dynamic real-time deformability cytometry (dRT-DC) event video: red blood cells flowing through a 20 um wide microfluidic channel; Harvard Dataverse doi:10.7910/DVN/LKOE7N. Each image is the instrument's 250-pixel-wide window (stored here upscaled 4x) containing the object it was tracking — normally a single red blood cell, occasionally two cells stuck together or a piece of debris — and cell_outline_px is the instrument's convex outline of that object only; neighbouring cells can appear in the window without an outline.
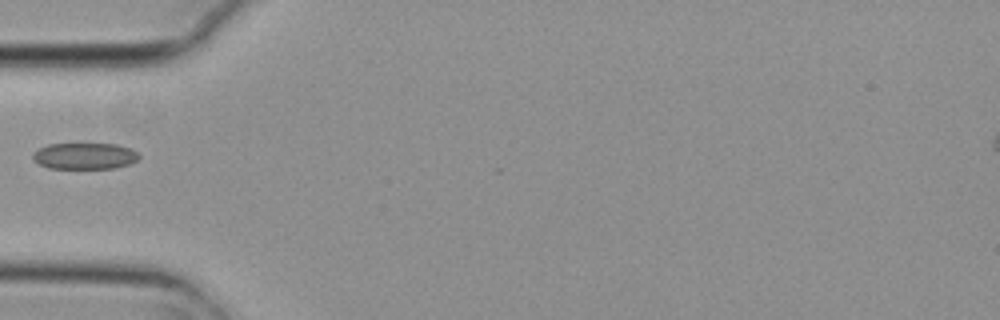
{"species": "common noctule bat (a hibernating species)", "species_latin": "Nyctalus noctula", "temperature_condition": "cold", "stored_images_in_passage": 1, "camera_frame_rate_fps": 3000, "um_per_image_px": 0.085, "animal": {"sex": "female", "body_mass_g": 29.2, "forearm_length_mm": 56.3}, "frame": {"image": 1, "passage_image": 1, "time_ms": 0.0, "image_size_px": [1000, 320], "cell_outline_px": [[140, 156], [136, 160], [128, 164], [112, 168], [48, 168], [40, 164], [32, 156], [40, 148], [48, 144], [116, 144], [132, 148]], "centroid_in_image_um": [7.23, 13.25], "position_along_channel_um": 77.8, "area_um2": 16.01}}